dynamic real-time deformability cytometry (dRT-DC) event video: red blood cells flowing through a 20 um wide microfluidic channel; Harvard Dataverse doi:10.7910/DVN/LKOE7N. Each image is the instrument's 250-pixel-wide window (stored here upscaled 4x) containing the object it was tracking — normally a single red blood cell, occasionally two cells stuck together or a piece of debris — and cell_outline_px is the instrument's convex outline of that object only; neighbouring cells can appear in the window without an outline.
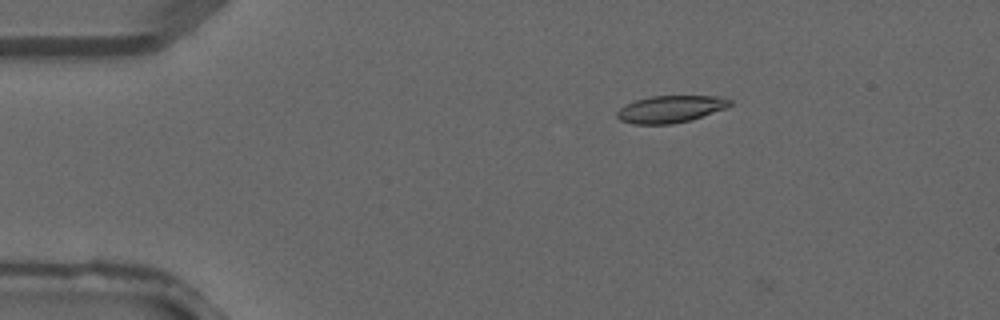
{"species": "common noctule bat (a hibernating species)", "species_latin": "Nyctalus noctula", "temperature_condition": "warm", "stored_images_in_passage": 3, "camera_frame_rate_fps": 3000, "um_per_image_px": 0.085, "animal": {"sex": "male", "forearm_length_mm": 52.5}, "frame": {"image": 1, "passage_image": 2, "time_ms": 0.333, "image_size_px": [1000, 320], "cell_outline_px": [[732, 104], [728, 108], [688, 120], [672, 124], [636, 124], [620, 120], [616, 116], [616, 112], [624, 104], [636, 100], [652, 96], [724, 96], [732, 100]], "centroid_in_image_um": [57.01, 9.26], "position_along_channel_um": 28.0, "area_um2": 17.86}}